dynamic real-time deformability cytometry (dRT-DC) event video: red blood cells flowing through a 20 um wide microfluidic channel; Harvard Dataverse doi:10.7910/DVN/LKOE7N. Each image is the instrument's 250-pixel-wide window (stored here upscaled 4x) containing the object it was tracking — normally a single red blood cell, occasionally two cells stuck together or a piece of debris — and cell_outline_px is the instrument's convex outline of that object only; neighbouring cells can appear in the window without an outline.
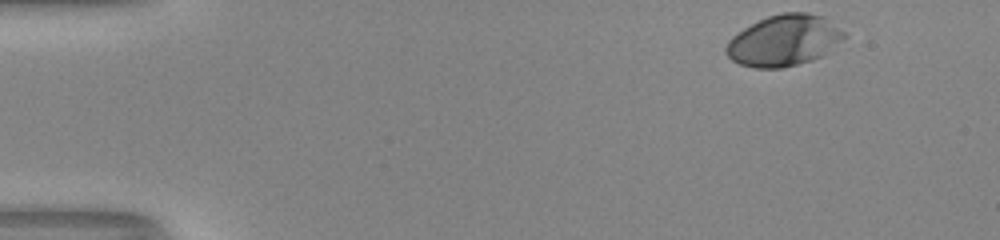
{"species": "human", "species_latin": "Homo sapiens", "temperature_condition": "room temperature", "stored_images_in_passage": 39, "camera_frame_rate_fps": 3000, "um_per_image_px": 0.085, "donor": {"sex": "male"}, "frame": {"image": 1, "passage_image": 1, "time_ms": 0.0, "image_size_px": [1000, 240], "cell_outline_px": [[848, 36], [824, 56], [812, 60], [784, 68], [756, 68], [740, 64], [732, 60], [724, 52], [724, 48], [728, 40], [732, 36], [744, 28], [768, 16], [784, 12], [808, 12], [824, 16], [844, 32]], "centroid_in_image_um": [66.66, 3.45], "position_along_channel_um": 18.3, "area_um2": 35.43}}
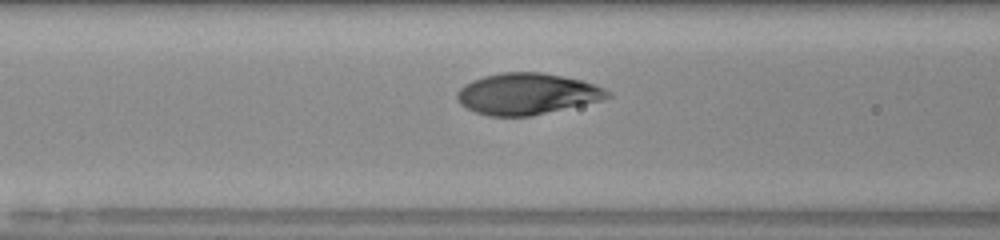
{"frame": {"image": 2, "passage_image": 18, "time_ms": 5.667, "image_size_px": [1000, 240], "cell_outline_px": [[612, 96], [600, 100], [532, 116], [488, 116], [476, 112], [460, 104], [456, 100], [456, 92], [464, 84], [472, 80], [484, 76], [500, 72], [540, 72], [580, 80], [604, 88], [612, 92]], "centroid_in_image_um": [44.75, 7.98], "position_along_channel_um": 121.9, "area_um2": 36.07}}
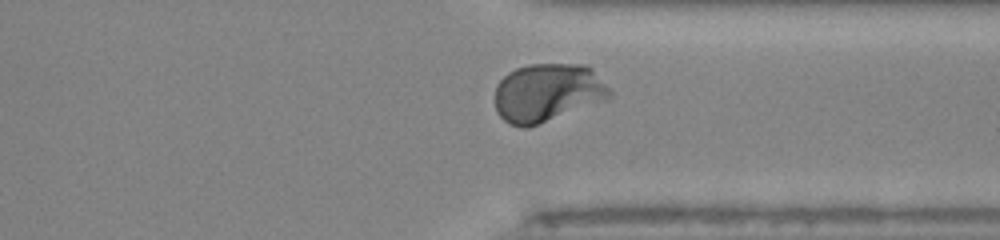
{"frame": {"image": 3, "passage_image": 36, "time_ms": 11.667, "image_size_px": [1000, 240], "cell_outline_px": [[612, 96], [604, 100], [536, 124], [524, 128], [508, 124], [496, 112], [492, 100], [496, 84], [508, 72], [516, 68], [528, 64], [584, 64], [592, 68], [612, 92]], "centroid_in_image_um": [46.46, 7.86], "position_along_channel_um": 364.9, "area_um2": 39.02}, "authors_computed_cell_mechanics": {"area_um2": 35.836, "velocity_mm_per_s": 4.0467, "shape_relaxation_time_tau1_ms": 2.9179, "shape_relaxation_time_tau2_ms": null, "deformation_change_tau1": 0.1845, "deformation_change_tau2": null}}